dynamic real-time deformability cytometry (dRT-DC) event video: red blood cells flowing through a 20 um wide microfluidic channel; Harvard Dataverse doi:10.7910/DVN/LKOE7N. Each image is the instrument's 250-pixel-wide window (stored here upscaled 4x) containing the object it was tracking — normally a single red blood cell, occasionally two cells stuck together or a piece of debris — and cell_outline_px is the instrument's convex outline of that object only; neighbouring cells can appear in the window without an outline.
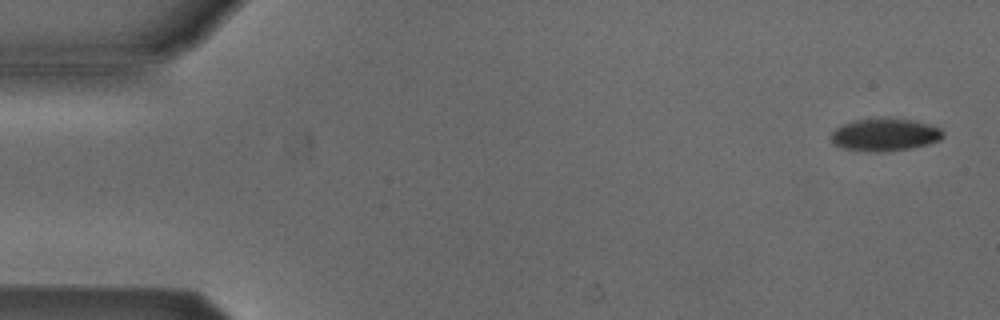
{"species": "Egyptian fruit bat (a non-hibernating species)", "species_latin": "Rousettus aegyptiacus", "temperature_condition": "cold", "stored_images_in_passage": 7, "camera_frame_rate_fps": 3000, "um_per_image_px": 0.085, "animal": {"sex": "male"}, "frame": {"image": 1, "passage_image": 1, "time_ms": 0.0, "image_size_px": [1000, 320], "cell_outline_px": [[944, 136], [940, 140], [928, 144], [908, 148], [884, 152], [876, 152], [844, 148], [832, 144], [832, 132], [836, 128], [844, 124], [856, 120], [912, 120], [928, 124], [940, 128], [944, 132]], "centroid_in_image_um": [75.23, 11.48], "position_along_channel_um": 9.8, "area_um2": 20.58}}
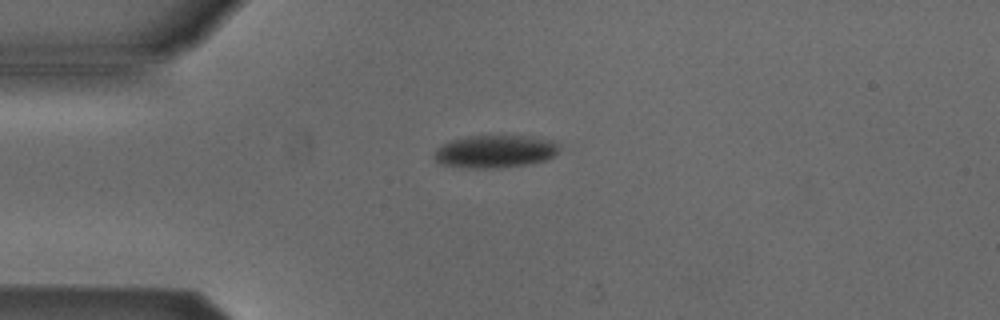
{"frame": {"image": 2, "passage_image": 4, "time_ms": 3.667, "image_size_px": [1000, 320], "cell_outline_px": [[560, 148], [548, 160], [532, 164], [500, 168], [464, 168], [440, 164], [432, 156], [436, 148], [452, 140], [472, 136], [516, 136], [544, 140], [556, 144]], "centroid_in_image_um": [42.01, 12.91], "position_along_channel_um": 43.0, "area_um2": 23.52}}
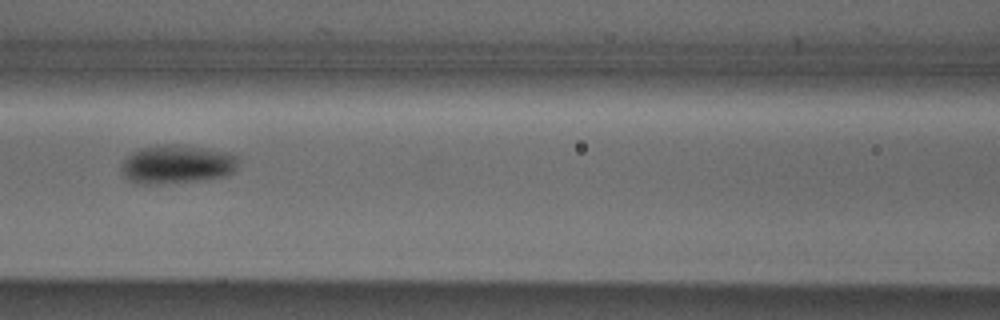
{"frame": {"image": 3, "passage_image": 7, "time_ms": 7.0, "image_size_px": [1000, 320], "cell_outline_px": [[236, 172], [224, 176], [196, 180], [160, 184], [140, 184], [128, 180], [124, 176], [120, 168], [120, 164], [132, 152], [140, 148], [168, 144], [172, 144], [228, 152], [236, 156]], "centroid_in_image_um": [14.99, 13.98], "position_along_channel_um": 151.6, "area_um2": 26.07}}